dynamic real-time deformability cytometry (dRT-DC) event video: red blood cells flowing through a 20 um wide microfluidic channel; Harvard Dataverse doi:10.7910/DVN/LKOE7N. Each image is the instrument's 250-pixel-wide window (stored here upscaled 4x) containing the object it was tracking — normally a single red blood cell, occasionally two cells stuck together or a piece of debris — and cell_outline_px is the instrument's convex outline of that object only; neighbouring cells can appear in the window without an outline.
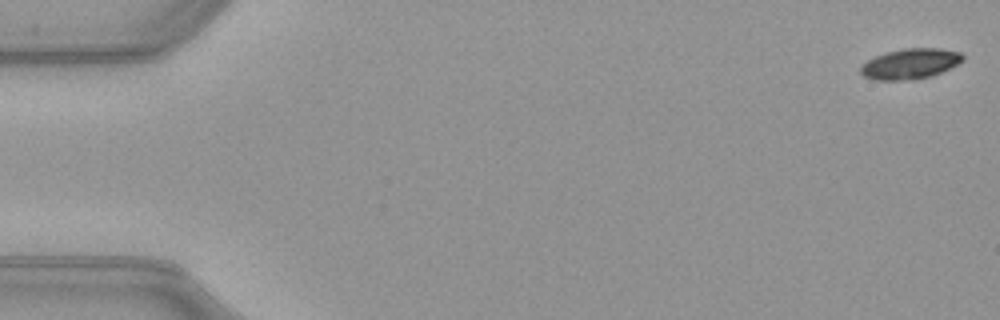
{"species": "common noctule bat (a hibernating species)", "species_latin": "Nyctalus noctula", "temperature_condition": "warm", "stored_images_in_passage": 9, "camera_frame_rate_fps": 3000, "um_per_image_px": 0.085, "animal": {"sex": "female", "body_mass_g": 21.9}, "frame": {"image": 1, "passage_image": 1, "time_ms": 0.0, "image_size_px": [1000, 320], "cell_outline_px": [[964, 60], [932, 76], [900, 80], [876, 80], [864, 76], [860, 72], [860, 68], [868, 60], [876, 56], [888, 52], [904, 48], [936, 48], [960, 52], [964, 56]], "centroid_in_image_um": [77.37, 5.41], "position_along_channel_um": 7.6, "area_um2": 17.69}}